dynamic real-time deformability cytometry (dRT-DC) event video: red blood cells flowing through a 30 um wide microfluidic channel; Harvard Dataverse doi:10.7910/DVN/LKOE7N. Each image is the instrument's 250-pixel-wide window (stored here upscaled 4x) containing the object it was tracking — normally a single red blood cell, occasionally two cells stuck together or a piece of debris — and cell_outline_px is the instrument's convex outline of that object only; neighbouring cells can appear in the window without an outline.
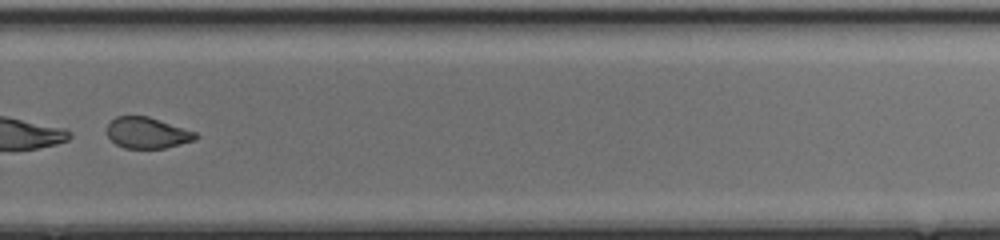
{"species": "common noctule bat (a hibernating species)", "species_latin": "Nyctalus noctula", "temperature_condition": "cold", "stored_images_in_passage": 49, "segment_of_instrument_passage": [2, 2], "camera_frame_rate_fps": 3000, "um_per_image_px": 0.085, "animal": {"sex": "female", "body_mass_g": 17.0, "forearm_length_mm": 48.0}, "frame": {"image": 1, "passage_image": 35, "time_ms": 11.333, "image_size_px": [1000, 240], "cell_outline_px": [[200, 136], [196, 140], [164, 148], [124, 148], [116, 144], [108, 136], [108, 124], [116, 116], [148, 116], [196, 132]], "centroid_in_image_um": [12.54, 11.29], "position_along_channel_um": 317.3, "area_um2": 15.95}}